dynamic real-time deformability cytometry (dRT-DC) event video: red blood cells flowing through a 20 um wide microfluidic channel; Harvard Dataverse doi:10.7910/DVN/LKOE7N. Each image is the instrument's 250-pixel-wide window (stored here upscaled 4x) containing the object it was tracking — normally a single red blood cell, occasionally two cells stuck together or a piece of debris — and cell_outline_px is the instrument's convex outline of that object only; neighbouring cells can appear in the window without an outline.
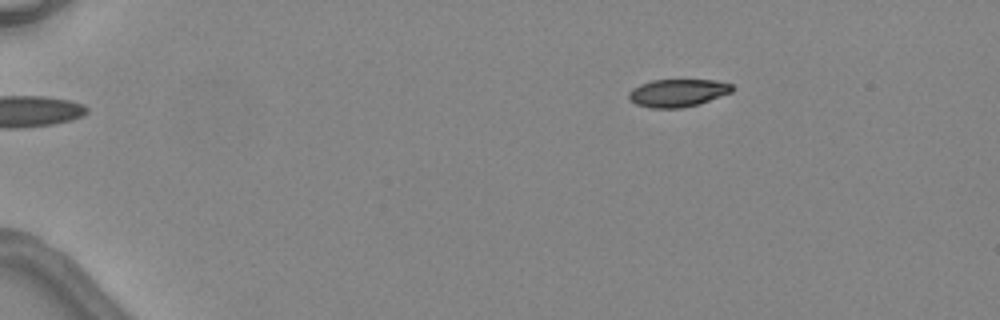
{"species": "common noctule bat (a hibernating species)", "species_latin": "Nyctalus noctula", "temperature_condition": "warm", "stored_images_in_passage": 5, "segment_of_instrument_passage": [1, 2], "camera_frame_rate_fps": 3000, "um_per_image_px": 0.085, "animal": {"sex": "female", "body_mass_g": 24.6, "forearm_length_mm": 56.2}, "frame": {"image": 1, "passage_image": 2, "time_ms": 2.0, "image_size_px": [1000, 320], "cell_outline_px": [[736, 88], [732, 92], [700, 104], [680, 108], [652, 108], [636, 104], [628, 100], [628, 92], [632, 88], [640, 84], [652, 80], [716, 80], [732, 84]], "centroid_in_image_um": [57.61, 7.89], "position_along_channel_um": 27.4, "area_um2": 16.94}}